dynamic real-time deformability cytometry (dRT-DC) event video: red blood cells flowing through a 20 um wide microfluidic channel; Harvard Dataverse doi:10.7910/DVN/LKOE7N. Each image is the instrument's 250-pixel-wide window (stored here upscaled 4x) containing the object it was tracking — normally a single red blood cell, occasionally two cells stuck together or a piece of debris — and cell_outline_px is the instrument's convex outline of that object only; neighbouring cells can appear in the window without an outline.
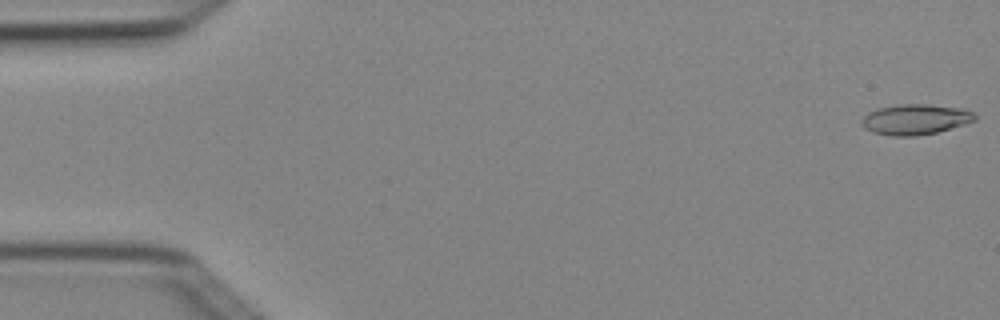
{"species": "Egyptian fruit bat (a non-hibernating species)", "species_latin": "Rousettus aegyptiacus", "temperature_condition": "cold", "stored_images_in_passage": 5, "camera_frame_rate_fps": 3000, "um_per_image_px": 0.085, "animal": {"sex": "female"}, "frame": {"image": 1, "passage_image": 1, "time_ms": 0.0, "image_size_px": [1000, 320], "cell_outline_px": [[976, 120], [964, 124], [936, 132], [916, 136], [892, 136], [872, 132], [864, 128], [860, 124], [860, 120], [868, 112], [876, 108], [900, 104], [928, 104], [964, 108], [972, 112], [976, 116]], "centroid_in_image_um": [77.77, 10.14], "position_along_channel_um": 7.2, "area_um2": 20.23}}
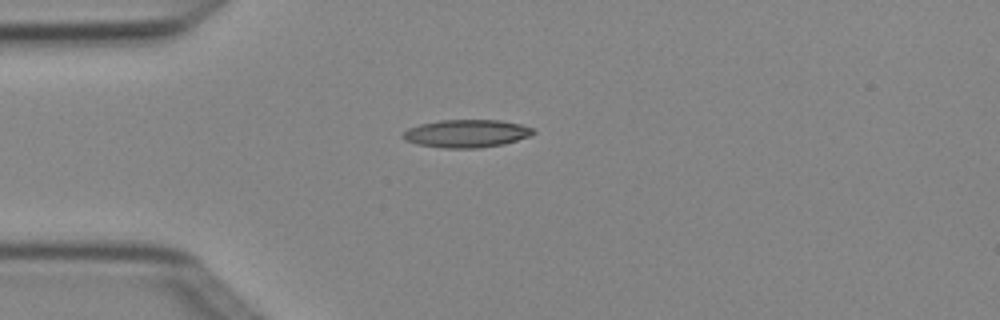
{"frame": {"image": 2, "passage_image": 3, "time_ms": 0.667, "image_size_px": [1000, 320], "cell_outline_px": [[536, 132], [528, 136], [504, 144], [480, 148], [444, 148], [416, 144], [404, 140], [400, 136], [408, 128], [420, 124], [440, 120], [500, 120], [520, 124], [532, 128]], "centroid_in_image_um": [39.61, 11.35], "position_along_channel_um": 45.4, "area_um2": 21.15}}
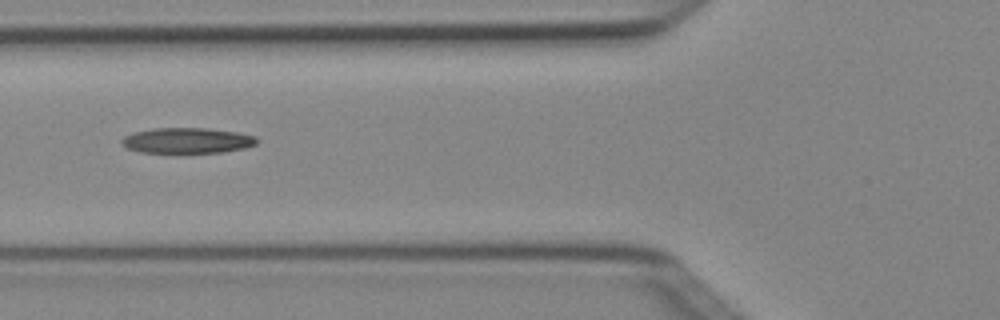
{"frame": {"image": 3, "passage_image": 5, "time_ms": 1.333, "image_size_px": [1000, 320], "cell_outline_px": [[260, 140], [256, 144], [244, 148], [224, 152], [184, 156], [140, 152], [128, 148], [120, 144], [120, 140], [124, 136], [132, 132], [156, 128], [204, 128], [236, 132], [256, 136]], "centroid_in_image_um": [15.88, 12.0], "position_along_channel_um": 109.9, "area_um2": 21.27}}